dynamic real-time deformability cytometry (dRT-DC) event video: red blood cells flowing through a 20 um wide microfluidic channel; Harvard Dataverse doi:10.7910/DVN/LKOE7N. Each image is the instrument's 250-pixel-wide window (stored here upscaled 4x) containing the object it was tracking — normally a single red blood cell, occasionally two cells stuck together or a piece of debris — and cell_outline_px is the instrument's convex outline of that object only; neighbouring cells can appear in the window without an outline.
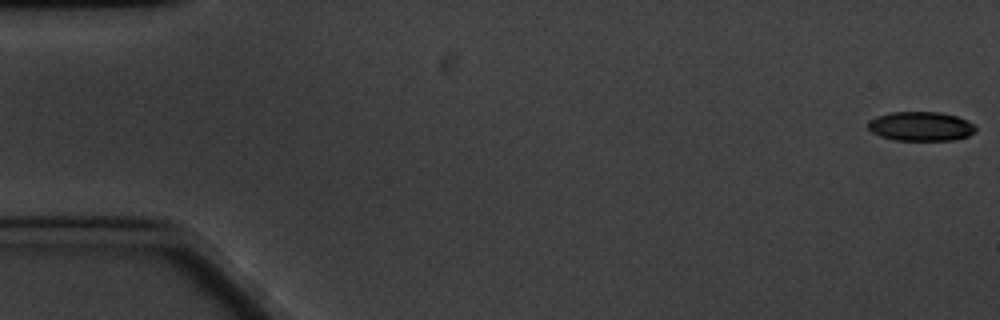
{"species": "common noctule bat (a hibernating species)", "species_latin": "Nyctalus noctula", "temperature_condition": "cold", "stored_images_in_passage": 61, "camera_frame_rate_fps": 3000, "um_per_image_px": 0.085, "animal": {"sex": "male", "body_mass_g": 20.1, "forearm_length_mm": 53.5}, "frame": {"image": 1, "passage_image": 1, "time_ms": 0.0, "image_size_px": [1000, 320], "cell_outline_px": [[976, 128], [968, 136], [952, 140], [896, 140], [880, 136], [872, 132], [868, 128], [868, 120], [876, 116], [892, 112], [940, 112], [956, 116], [968, 120]], "centroid_in_image_um": [78.23, 10.73], "position_along_channel_um": 6.8, "area_um2": 18.26}}
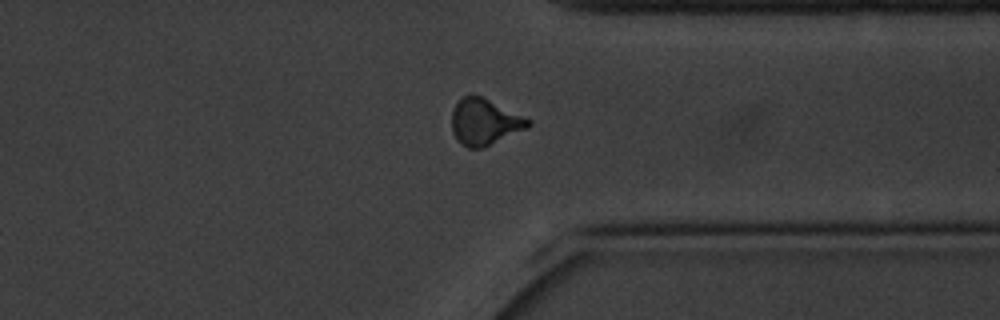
{"frame": {"image": 2, "passage_image": 47, "time_ms": 15.333, "image_size_px": [1000, 320], "cell_outline_px": [[532, 124], [528, 128], [484, 148], [468, 148], [460, 144], [456, 140], [452, 132], [452, 108], [464, 96], [480, 96], [532, 120]], "centroid_in_image_um": [41.19, 10.4], "position_along_channel_um": 370.2, "area_um2": 20.58}}
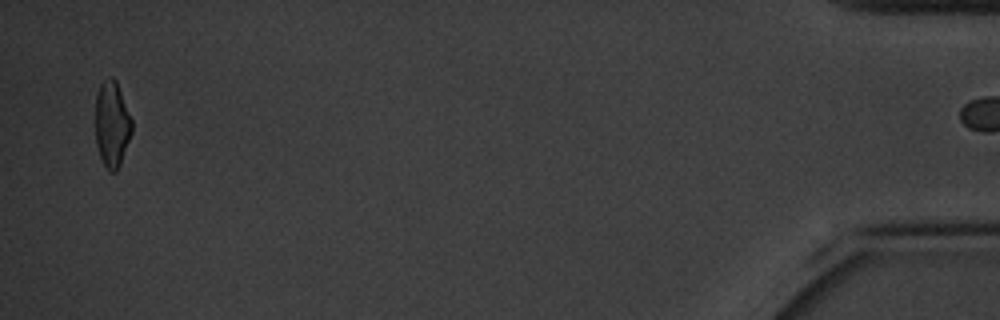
{"frame": {"image": 3, "passage_image": 60, "time_ms": 19.667, "image_size_px": [1000, 320], "cell_outline_px": [[132, 132], [120, 164], [116, 172], [108, 172], [100, 156], [96, 144], [96, 92], [100, 84], [108, 76], [112, 76], [116, 80], [132, 120]], "centroid_in_image_um": [9.51, 10.54], "position_along_channel_um": 425.7, "area_um2": 18.26}}